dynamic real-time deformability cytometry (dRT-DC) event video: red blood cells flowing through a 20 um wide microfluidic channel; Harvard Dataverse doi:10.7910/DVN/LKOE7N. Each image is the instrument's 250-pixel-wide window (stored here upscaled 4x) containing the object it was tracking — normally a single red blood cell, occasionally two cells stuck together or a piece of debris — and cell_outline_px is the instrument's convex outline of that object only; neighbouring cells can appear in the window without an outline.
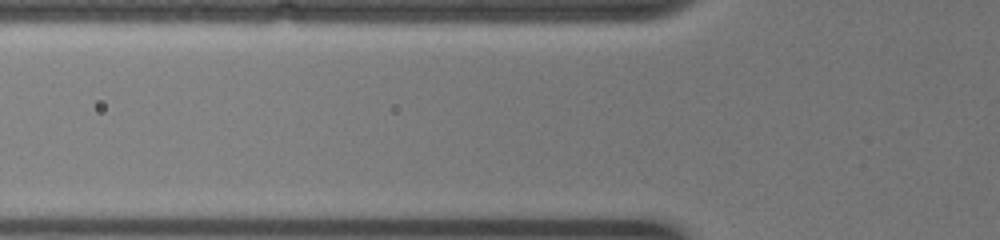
{"species": "common noctule bat (a hibernating species)", "species_latin": "Nyctalus noctula", "temperature_condition": "warm", "stored_images_in_passage": 2, "camera_frame_rate_fps": 3000, "um_per_image_px": 0.085, "animal": {"sex": "female", "body_mass_g": 19.0, "forearm_length_mm": 51.5}, "frame": {"image": 1, "passage_image": 2, "time_ms": 0.333, "image_size_px": [1000, 240], "cell_outline_px": [[628, 188], [624, 192], [512, 192], [476, 188], [476, 184], [512, 180], [568, 180], [620, 184]], "centroid_in_image_um": [46.91, 15.84], "position_along_channel_um": 78.9, "area_um2": 10.98}}